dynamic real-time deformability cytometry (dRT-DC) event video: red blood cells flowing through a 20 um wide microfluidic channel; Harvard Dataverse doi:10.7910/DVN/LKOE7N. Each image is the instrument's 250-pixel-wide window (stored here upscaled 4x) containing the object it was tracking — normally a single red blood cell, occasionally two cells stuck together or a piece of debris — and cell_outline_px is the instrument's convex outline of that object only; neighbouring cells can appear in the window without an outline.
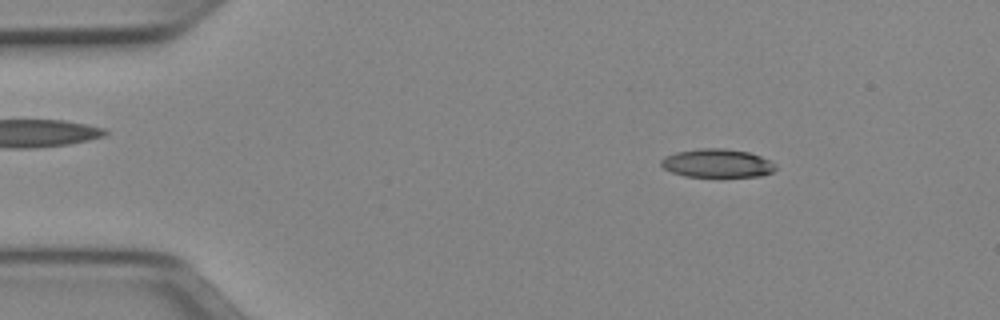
{"species": "Egyptian fruit bat (a non-hibernating species)", "species_latin": "Rousettus aegyptiacus", "temperature_condition": "cold", "stored_images_in_passage": 17, "camera_frame_rate_fps": 3000, "um_per_image_px": 0.085, "animal": {"sex": "female"}, "frame": {"image": 1, "passage_image": 7, "time_ms": 2.0, "image_size_px": [1000, 320], "cell_outline_px": [[776, 168], [772, 172], [760, 176], [684, 176], [672, 172], [664, 168], [660, 164], [660, 160], [664, 156], [676, 152], [700, 148], [724, 148], [748, 152], [760, 156], [776, 164]], "centroid_in_image_um": [60.93, 13.86], "position_along_channel_um": 24.1, "area_um2": 18.9}}
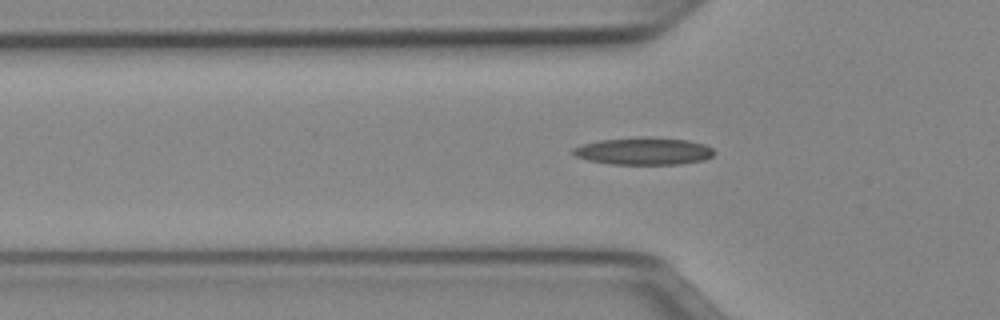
{"frame": {"image": 2, "passage_image": 16, "time_ms": 5.0, "image_size_px": [1000, 320], "cell_outline_px": [[712, 156], [704, 160], [680, 164], [612, 164], [588, 160], [576, 156], [572, 152], [572, 148], [580, 144], [600, 140], [640, 136], [644, 136], [688, 140], [704, 144], [712, 148]], "centroid_in_image_um": [54.68, 12.83], "position_along_channel_um": 71.1, "area_um2": 22.54}}